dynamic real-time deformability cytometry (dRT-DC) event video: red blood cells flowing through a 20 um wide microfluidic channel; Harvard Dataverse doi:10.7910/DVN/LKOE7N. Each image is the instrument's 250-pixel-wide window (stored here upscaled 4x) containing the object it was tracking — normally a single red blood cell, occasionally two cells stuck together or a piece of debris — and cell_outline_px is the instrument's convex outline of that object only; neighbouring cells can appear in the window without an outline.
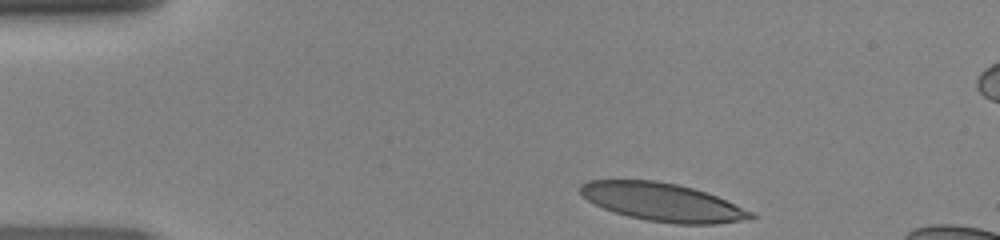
{"species": "human", "species_latin": "Homo sapiens", "temperature_condition": "room temperature", "stored_images_in_passage": 33, "camera_frame_rate_fps": 3000, "um_per_image_px": 0.085, "donor": {"sex": "female"}, "frame": {"image": 1, "passage_image": 1, "time_ms": 0.0, "image_size_px": [1000, 240], "cell_outline_px": [[756, 216], [740, 220], [716, 224], [676, 224], [648, 220], [628, 216], [604, 208], [588, 200], [580, 192], [580, 184], [588, 180], [656, 180], [676, 184], [692, 188], [716, 196], [752, 212]], "centroid_in_image_um": [56.28, 17.17], "position_along_channel_um": 28.7, "area_um2": 37.22}}
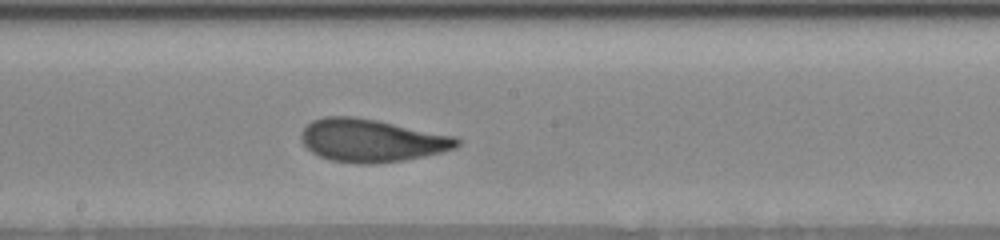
{"frame": {"image": 2, "passage_image": 19, "time_ms": 6.0, "image_size_px": [1000, 240], "cell_outline_px": [[464, 140], [456, 148], [424, 156], [404, 160], [372, 164], [360, 164], [332, 160], [320, 156], [312, 152], [304, 144], [300, 136], [304, 128], [312, 120], [324, 116], [352, 116], [376, 120], [456, 136]], "centroid_in_image_um": [31.62, 11.93], "position_along_channel_um": 216.6, "area_um2": 38.84}}
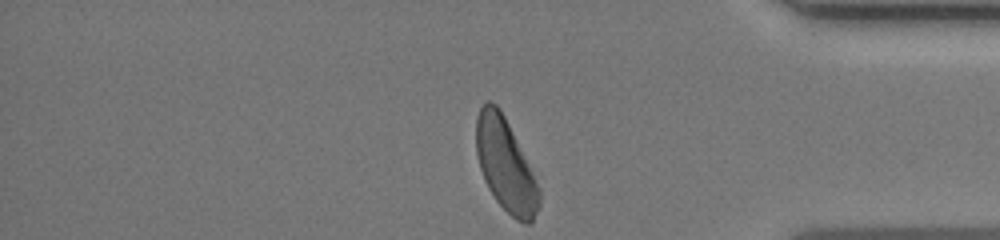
{"frame": {"image": 3, "passage_image": 33, "time_ms": 10.667, "image_size_px": [1000, 240], "cell_outline_px": [[540, 208], [532, 220], [528, 224], [524, 224], [516, 220], [496, 200], [488, 188], [484, 180], [480, 168], [476, 152], [476, 116], [480, 108], [488, 100], [496, 104], [500, 108], [540, 188]], "centroid_in_image_um": [42.96, 14.05], "position_along_channel_um": 392.2, "area_um2": 33.64}}